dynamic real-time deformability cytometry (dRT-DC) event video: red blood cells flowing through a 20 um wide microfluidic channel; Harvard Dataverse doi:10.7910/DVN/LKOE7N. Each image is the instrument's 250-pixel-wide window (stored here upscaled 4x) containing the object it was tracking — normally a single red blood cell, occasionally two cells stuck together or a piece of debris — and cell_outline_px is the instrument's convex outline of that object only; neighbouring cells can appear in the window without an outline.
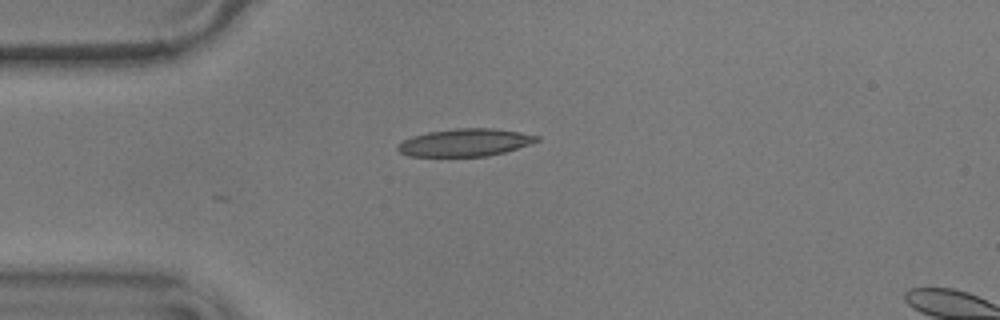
{"species": "common noctule bat (a hibernating species)", "species_latin": "Nyctalus noctula", "temperature_condition": "warm", "stored_images_in_passage": 20, "camera_frame_rate_fps": 3000, "um_per_image_px": 0.085, "animal": {"sex": "male", "body_mass_g": 17.9}, "frame": {"image": 1, "passage_image": 1, "time_ms": 0.0, "image_size_px": [1000, 320], "cell_outline_px": [[540, 140], [504, 152], [488, 156], [408, 156], [400, 152], [396, 148], [404, 140], [412, 136], [428, 132], [456, 128], [492, 128], [520, 132], [540, 136]], "centroid_in_image_um": [39.53, 12.11], "position_along_channel_um": 45.5, "area_um2": 22.14}}
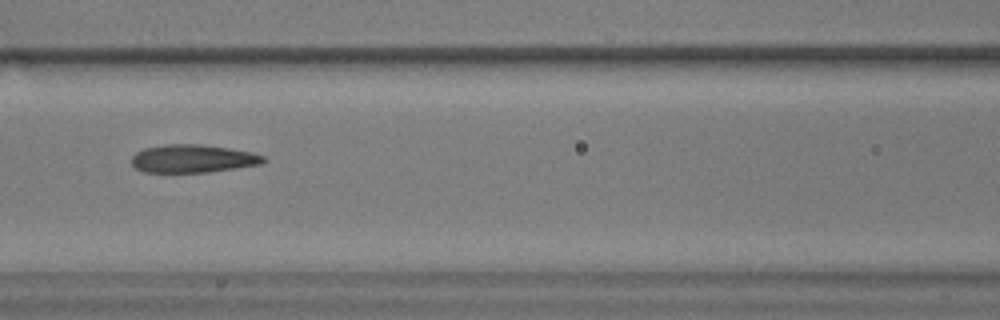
{"frame": {"image": 2, "passage_image": 11, "time_ms": 3.333, "image_size_px": [1000, 320], "cell_outline_px": [[268, 160], [260, 164], [236, 168], [208, 172], [144, 172], [136, 168], [132, 164], [132, 156], [136, 152], [144, 148], [164, 144], [200, 144], [228, 148], [252, 152], [264, 156]], "centroid_in_image_um": [16.39, 13.48], "position_along_channel_um": 150.2, "area_um2": 21.56}}